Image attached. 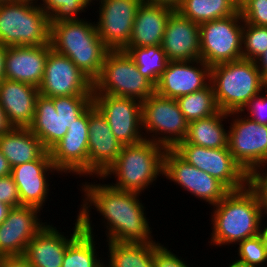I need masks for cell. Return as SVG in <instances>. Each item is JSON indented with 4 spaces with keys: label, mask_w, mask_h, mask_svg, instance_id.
Masks as SVG:
<instances>
[{
    "label": "cell",
    "mask_w": 267,
    "mask_h": 267,
    "mask_svg": "<svg viewBox=\"0 0 267 267\" xmlns=\"http://www.w3.org/2000/svg\"><path fill=\"white\" fill-rule=\"evenodd\" d=\"M78 217L84 232L94 235L91 208L103 217L106 242L153 243L152 228L140 200L141 194L116 189L109 184L85 182ZM95 208H93V207ZM107 222V223H106ZM106 224V225H105ZM151 229V230H150ZM107 232V233H106ZM153 239V240H152Z\"/></svg>",
    "instance_id": "6da1fadb"
},
{
    "label": "cell",
    "mask_w": 267,
    "mask_h": 267,
    "mask_svg": "<svg viewBox=\"0 0 267 267\" xmlns=\"http://www.w3.org/2000/svg\"><path fill=\"white\" fill-rule=\"evenodd\" d=\"M211 212V245L229 246L260 234L264 212L256 191L248 184L230 191ZM213 213V214H212Z\"/></svg>",
    "instance_id": "7a4b0ae2"
},
{
    "label": "cell",
    "mask_w": 267,
    "mask_h": 267,
    "mask_svg": "<svg viewBox=\"0 0 267 267\" xmlns=\"http://www.w3.org/2000/svg\"><path fill=\"white\" fill-rule=\"evenodd\" d=\"M81 19L50 24L52 49L67 56L92 82L99 76L109 49L98 35L95 22Z\"/></svg>",
    "instance_id": "3957f363"
},
{
    "label": "cell",
    "mask_w": 267,
    "mask_h": 267,
    "mask_svg": "<svg viewBox=\"0 0 267 267\" xmlns=\"http://www.w3.org/2000/svg\"><path fill=\"white\" fill-rule=\"evenodd\" d=\"M165 150L162 145L146 139L122 146L117 160L96 178L106 180L113 176L116 182L109 183L112 187L141 194L158 176H163Z\"/></svg>",
    "instance_id": "277c9868"
},
{
    "label": "cell",
    "mask_w": 267,
    "mask_h": 267,
    "mask_svg": "<svg viewBox=\"0 0 267 267\" xmlns=\"http://www.w3.org/2000/svg\"><path fill=\"white\" fill-rule=\"evenodd\" d=\"M210 83L219 109L227 113L241 111L267 87L256 62L243 58L211 66Z\"/></svg>",
    "instance_id": "5b68a950"
},
{
    "label": "cell",
    "mask_w": 267,
    "mask_h": 267,
    "mask_svg": "<svg viewBox=\"0 0 267 267\" xmlns=\"http://www.w3.org/2000/svg\"><path fill=\"white\" fill-rule=\"evenodd\" d=\"M38 1L0 3V43L5 47L50 43V18Z\"/></svg>",
    "instance_id": "8992f818"
},
{
    "label": "cell",
    "mask_w": 267,
    "mask_h": 267,
    "mask_svg": "<svg viewBox=\"0 0 267 267\" xmlns=\"http://www.w3.org/2000/svg\"><path fill=\"white\" fill-rule=\"evenodd\" d=\"M93 96L38 95L35 116L29 129L49 151L67 133L75 121L92 105Z\"/></svg>",
    "instance_id": "52a82bcc"
},
{
    "label": "cell",
    "mask_w": 267,
    "mask_h": 267,
    "mask_svg": "<svg viewBox=\"0 0 267 267\" xmlns=\"http://www.w3.org/2000/svg\"><path fill=\"white\" fill-rule=\"evenodd\" d=\"M155 92V85L139 73L137 65L124 50H109L99 76L93 81V94L145 101Z\"/></svg>",
    "instance_id": "ba28073f"
},
{
    "label": "cell",
    "mask_w": 267,
    "mask_h": 267,
    "mask_svg": "<svg viewBox=\"0 0 267 267\" xmlns=\"http://www.w3.org/2000/svg\"><path fill=\"white\" fill-rule=\"evenodd\" d=\"M142 130L145 131L143 135L146 140L173 149L185 140L188 122L176 99L154 92L142 102Z\"/></svg>",
    "instance_id": "9c48e42d"
},
{
    "label": "cell",
    "mask_w": 267,
    "mask_h": 267,
    "mask_svg": "<svg viewBox=\"0 0 267 267\" xmlns=\"http://www.w3.org/2000/svg\"><path fill=\"white\" fill-rule=\"evenodd\" d=\"M243 24L240 11L199 24L200 59L210 67L242 59Z\"/></svg>",
    "instance_id": "30bf717a"
},
{
    "label": "cell",
    "mask_w": 267,
    "mask_h": 267,
    "mask_svg": "<svg viewBox=\"0 0 267 267\" xmlns=\"http://www.w3.org/2000/svg\"><path fill=\"white\" fill-rule=\"evenodd\" d=\"M173 150L187 163L218 179L230 191L243 189L249 184V175L235 161L228 147L212 149L184 140Z\"/></svg>",
    "instance_id": "8fae6325"
},
{
    "label": "cell",
    "mask_w": 267,
    "mask_h": 267,
    "mask_svg": "<svg viewBox=\"0 0 267 267\" xmlns=\"http://www.w3.org/2000/svg\"><path fill=\"white\" fill-rule=\"evenodd\" d=\"M243 114L240 111L228 113L229 117L232 116L228 126V149L235 161L250 175L267 162V125Z\"/></svg>",
    "instance_id": "7c38bea8"
},
{
    "label": "cell",
    "mask_w": 267,
    "mask_h": 267,
    "mask_svg": "<svg viewBox=\"0 0 267 267\" xmlns=\"http://www.w3.org/2000/svg\"><path fill=\"white\" fill-rule=\"evenodd\" d=\"M163 175L201 201L218 204L230 190L218 179L187 163L173 149L164 153Z\"/></svg>",
    "instance_id": "4fadbf2b"
},
{
    "label": "cell",
    "mask_w": 267,
    "mask_h": 267,
    "mask_svg": "<svg viewBox=\"0 0 267 267\" xmlns=\"http://www.w3.org/2000/svg\"><path fill=\"white\" fill-rule=\"evenodd\" d=\"M93 104L105 116L112 133L123 146L145 139L141 101L108 94H93Z\"/></svg>",
    "instance_id": "5bb4252c"
},
{
    "label": "cell",
    "mask_w": 267,
    "mask_h": 267,
    "mask_svg": "<svg viewBox=\"0 0 267 267\" xmlns=\"http://www.w3.org/2000/svg\"><path fill=\"white\" fill-rule=\"evenodd\" d=\"M38 91L40 95L50 98L93 96V82L67 56L51 49Z\"/></svg>",
    "instance_id": "9a60e30c"
},
{
    "label": "cell",
    "mask_w": 267,
    "mask_h": 267,
    "mask_svg": "<svg viewBox=\"0 0 267 267\" xmlns=\"http://www.w3.org/2000/svg\"><path fill=\"white\" fill-rule=\"evenodd\" d=\"M141 3L142 0H99V17L95 25L109 50H123L128 45Z\"/></svg>",
    "instance_id": "2e32d148"
},
{
    "label": "cell",
    "mask_w": 267,
    "mask_h": 267,
    "mask_svg": "<svg viewBox=\"0 0 267 267\" xmlns=\"http://www.w3.org/2000/svg\"><path fill=\"white\" fill-rule=\"evenodd\" d=\"M89 108L50 150L51 161L60 174L88 177Z\"/></svg>",
    "instance_id": "e0dca14e"
},
{
    "label": "cell",
    "mask_w": 267,
    "mask_h": 267,
    "mask_svg": "<svg viewBox=\"0 0 267 267\" xmlns=\"http://www.w3.org/2000/svg\"><path fill=\"white\" fill-rule=\"evenodd\" d=\"M40 211L37 207L25 205L10 209L0 224V257L24 255L29 241L47 223L40 220Z\"/></svg>",
    "instance_id": "ac0fdd59"
},
{
    "label": "cell",
    "mask_w": 267,
    "mask_h": 267,
    "mask_svg": "<svg viewBox=\"0 0 267 267\" xmlns=\"http://www.w3.org/2000/svg\"><path fill=\"white\" fill-rule=\"evenodd\" d=\"M88 128V176L101 177L117 160L123 145L116 139L105 116L93 103L89 107Z\"/></svg>",
    "instance_id": "d6986e66"
},
{
    "label": "cell",
    "mask_w": 267,
    "mask_h": 267,
    "mask_svg": "<svg viewBox=\"0 0 267 267\" xmlns=\"http://www.w3.org/2000/svg\"><path fill=\"white\" fill-rule=\"evenodd\" d=\"M55 171L60 173L52 163L49 151L38 160L13 167L11 176L17 185L21 205L34 206L42 210L49 199L48 175H54Z\"/></svg>",
    "instance_id": "ffe728a7"
},
{
    "label": "cell",
    "mask_w": 267,
    "mask_h": 267,
    "mask_svg": "<svg viewBox=\"0 0 267 267\" xmlns=\"http://www.w3.org/2000/svg\"><path fill=\"white\" fill-rule=\"evenodd\" d=\"M210 69L203 60L169 61L161 74L155 92L177 99L180 96L205 88L210 83Z\"/></svg>",
    "instance_id": "44dd1931"
},
{
    "label": "cell",
    "mask_w": 267,
    "mask_h": 267,
    "mask_svg": "<svg viewBox=\"0 0 267 267\" xmlns=\"http://www.w3.org/2000/svg\"><path fill=\"white\" fill-rule=\"evenodd\" d=\"M76 217L70 238L54 225L46 223L29 241L23 256L32 267H62L67 246L83 231L78 215Z\"/></svg>",
    "instance_id": "7402d4cb"
},
{
    "label": "cell",
    "mask_w": 267,
    "mask_h": 267,
    "mask_svg": "<svg viewBox=\"0 0 267 267\" xmlns=\"http://www.w3.org/2000/svg\"><path fill=\"white\" fill-rule=\"evenodd\" d=\"M161 47L169 61L200 59L199 24L174 11L166 23Z\"/></svg>",
    "instance_id": "603a6c76"
},
{
    "label": "cell",
    "mask_w": 267,
    "mask_h": 267,
    "mask_svg": "<svg viewBox=\"0 0 267 267\" xmlns=\"http://www.w3.org/2000/svg\"><path fill=\"white\" fill-rule=\"evenodd\" d=\"M51 49L50 43L42 46L6 47L4 78L38 88Z\"/></svg>",
    "instance_id": "cb8c5ba5"
},
{
    "label": "cell",
    "mask_w": 267,
    "mask_h": 267,
    "mask_svg": "<svg viewBox=\"0 0 267 267\" xmlns=\"http://www.w3.org/2000/svg\"><path fill=\"white\" fill-rule=\"evenodd\" d=\"M38 88L4 78L0 82V106L13 127H29L35 116Z\"/></svg>",
    "instance_id": "d4e9b609"
},
{
    "label": "cell",
    "mask_w": 267,
    "mask_h": 267,
    "mask_svg": "<svg viewBox=\"0 0 267 267\" xmlns=\"http://www.w3.org/2000/svg\"><path fill=\"white\" fill-rule=\"evenodd\" d=\"M174 12L165 6L142 2L137 9L132 35L125 48L161 45L165 26Z\"/></svg>",
    "instance_id": "484cf974"
},
{
    "label": "cell",
    "mask_w": 267,
    "mask_h": 267,
    "mask_svg": "<svg viewBox=\"0 0 267 267\" xmlns=\"http://www.w3.org/2000/svg\"><path fill=\"white\" fill-rule=\"evenodd\" d=\"M0 150L12 168L38 160L47 151L29 127H13L1 134Z\"/></svg>",
    "instance_id": "4316f807"
},
{
    "label": "cell",
    "mask_w": 267,
    "mask_h": 267,
    "mask_svg": "<svg viewBox=\"0 0 267 267\" xmlns=\"http://www.w3.org/2000/svg\"><path fill=\"white\" fill-rule=\"evenodd\" d=\"M228 117L227 112L220 110L210 117L188 123L185 141L189 144L212 149L228 147L229 130L225 129L222 124V121H226Z\"/></svg>",
    "instance_id": "83f0119b"
},
{
    "label": "cell",
    "mask_w": 267,
    "mask_h": 267,
    "mask_svg": "<svg viewBox=\"0 0 267 267\" xmlns=\"http://www.w3.org/2000/svg\"><path fill=\"white\" fill-rule=\"evenodd\" d=\"M108 243V263L104 267H155L153 250L159 244L153 243ZM107 263V264H106Z\"/></svg>",
    "instance_id": "f1b7e54d"
},
{
    "label": "cell",
    "mask_w": 267,
    "mask_h": 267,
    "mask_svg": "<svg viewBox=\"0 0 267 267\" xmlns=\"http://www.w3.org/2000/svg\"><path fill=\"white\" fill-rule=\"evenodd\" d=\"M184 18L201 24L236 14L234 0H183L176 10Z\"/></svg>",
    "instance_id": "f546056e"
},
{
    "label": "cell",
    "mask_w": 267,
    "mask_h": 267,
    "mask_svg": "<svg viewBox=\"0 0 267 267\" xmlns=\"http://www.w3.org/2000/svg\"><path fill=\"white\" fill-rule=\"evenodd\" d=\"M95 235L82 231L68 246L64 254L62 267H104L105 259L99 258ZM102 258V259H101ZM101 259V260H100Z\"/></svg>",
    "instance_id": "4dcf8cb0"
},
{
    "label": "cell",
    "mask_w": 267,
    "mask_h": 267,
    "mask_svg": "<svg viewBox=\"0 0 267 267\" xmlns=\"http://www.w3.org/2000/svg\"><path fill=\"white\" fill-rule=\"evenodd\" d=\"M176 100L188 123L210 117L220 111L211 83L201 90L180 96Z\"/></svg>",
    "instance_id": "1f68e13d"
},
{
    "label": "cell",
    "mask_w": 267,
    "mask_h": 267,
    "mask_svg": "<svg viewBox=\"0 0 267 267\" xmlns=\"http://www.w3.org/2000/svg\"><path fill=\"white\" fill-rule=\"evenodd\" d=\"M123 50L137 65L139 73L156 85L169 62L161 45L124 48Z\"/></svg>",
    "instance_id": "d6a6232c"
},
{
    "label": "cell",
    "mask_w": 267,
    "mask_h": 267,
    "mask_svg": "<svg viewBox=\"0 0 267 267\" xmlns=\"http://www.w3.org/2000/svg\"><path fill=\"white\" fill-rule=\"evenodd\" d=\"M41 2L39 5L50 18V24L81 20L83 18L78 14H82L90 6L87 0H41Z\"/></svg>",
    "instance_id": "836d02e7"
},
{
    "label": "cell",
    "mask_w": 267,
    "mask_h": 267,
    "mask_svg": "<svg viewBox=\"0 0 267 267\" xmlns=\"http://www.w3.org/2000/svg\"><path fill=\"white\" fill-rule=\"evenodd\" d=\"M267 51V27L243 24L242 58L256 61Z\"/></svg>",
    "instance_id": "e575fe53"
},
{
    "label": "cell",
    "mask_w": 267,
    "mask_h": 267,
    "mask_svg": "<svg viewBox=\"0 0 267 267\" xmlns=\"http://www.w3.org/2000/svg\"><path fill=\"white\" fill-rule=\"evenodd\" d=\"M237 245L239 258L236 262L245 266L266 267L267 253L261 234L242 240Z\"/></svg>",
    "instance_id": "d590c367"
},
{
    "label": "cell",
    "mask_w": 267,
    "mask_h": 267,
    "mask_svg": "<svg viewBox=\"0 0 267 267\" xmlns=\"http://www.w3.org/2000/svg\"><path fill=\"white\" fill-rule=\"evenodd\" d=\"M239 11L245 23L267 27V0H249Z\"/></svg>",
    "instance_id": "8d00e7d4"
},
{
    "label": "cell",
    "mask_w": 267,
    "mask_h": 267,
    "mask_svg": "<svg viewBox=\"0 0 267 267\" xmlns=\"http://www.w3.org/2000/svg\"><path fill=\"white\" fill-rule=\"evenodd\" d=\"M264 91L265 95H263ZM264 91L254 96L240 112L244 113L247 110L248 113L245 116L262 125H267V87Z\"/></svg>",
    "instance_id": "74e56055"
},
{
    "label": "cell",
    "mask_w": 267,
    "mask_h": 267,
    "mask_svg": "<svg viewBox=\"0 0 267 267\" xmlns=\"http://www.w3.org/2000/svg\"><path fill=\"white\" fill-rule=\"evenodd\" d=\"M266 166L267 162L261 164L249 175V185L256 191V193L259 196L264 216L265 215L267 216V170H266L267 167Z\"/></svg>",
    "instance_id": "f35d334b"
},
{
    "label": "cell",
    "mask_w": 267,
    "mask_h": 267,
    "mask_svg": "<svg viewBox=\"0 0 267 267\" xmlns=\"http://www.w3.org/2000/svg\"><path fill=\"white\" fill-rule=\"evenodd\" d=\"M169 250L167 246L159 243L153 250V262L155 267H190L188 263Z\"/></svg>",
    "instance_id": "ab89813d"
},
{
    "label": "cell",
    "mask_w": 267,
    "mask_h": 267,
    "mask_svg": "<svg viewBox=\"0 0 267 267\" xmlns=\"http://www.w3.org/2000/svg\"><path fill=\"white\" fill-rule=\"evenodd\" d=\"M0 202L11 207L21 206L17 185L11 175L0 178Z\"/></svg>",
    "instance_id": "60d3db41"
},
{
    "label": "cell",
    "mask_w": 267,
    "mask_h": 267,
    "mask_svg": "<svg viewBox=\"0 0 267 267\" xmlns=\"http://www.w3.org/2000/svg\"><path fill=\"white\" fill-rule=\"evenodd\" d=\"M0 267H32L28 260L22 256L0 257Z\"/></svg>",
    "instance_id": "b9f144b4"
},
{
    "label": "cell",
    "mask_w": 267,
    "mask_h": 267,
    "mask_svg": "<svg viewBox=\"0 0 267 267\" xmlns=\"http://www.w3.org/2000/svg\"><path fill=\"white\" fill-rule=\"evenodd\" d=\"M183 0H142V2L165 6L176 11Z\"/></svg>",
    "instance_id": "7bdbcfd3"
},
{
    "label": "cell",
    "mask_w": 267,
    "mask_h": 267,
    "mask_svg": "<svg viewBox=\"0 0 267 267\" xmlns=\"http://www.w3.org/2000/svg\"><path fill=\"white\" fill-rule=\"evenodd\" d=\"M255 62L257 64L258 70L261 73L263 81L267 85V51Z\"/></svg>",
    "instance_id": "ee69618b"
},
{
    "label": "cell",
    "mask_w": 267,
    "mask_h": 267,
    "mask_svg": "<svg viewBox=\"0 0 267 267\" xmlns=\"http://www.w3.org/2000/svg\"><path fill=\"white\" fill-rule=\"evenodd\" d=\"M13 128L12 124L9 122L4 109L0 106V135L6 131Z\"/></svg>",
    "instance_id": "f6af8a7d"
},
{
    "label": "cell",
    "mask_w": 267,
    "mask_h": 267,
    "mask_svg": "<svg viewBox=\"0 0 267 267\" xmlns=\"http://www.w3.org/2000/svg\"><path fill=\"white\" fill-rule=\"evenodd\" d=\"M11 169L12 167L0 150V178L11 175Z\"/></svg>",
    "instance_id": "bcb514c9"
},
{
    "label": "cell",
    "mask_w": 267,
    "mask_h": 267,
    "mask_svg": "<svg viewBox=\"0 0 267 267\" xmlns=\"http://www.w3.org/2000/svg\"><path fill=\"white\" fill-rule=\"evenodd\" d=\"M6 47L0 43V82L4 79Z\"/></svg>",
    "instance_id": "7dc6e473"
},
{
    "label": "cell",
    "mask_w": 267,
    "mask_h": 267,
    "mask_svg": "<svg viewBox=\"0 0 267 267\" xmlns=\"http://www.w3.org/2000/svg\"><path fill=\"white\" fill-rule=\"evenodd\" d=\"M12 207L8 204L0 202V224L6 219L8 212Z\"/></svg>",
    "instance_id": "c3c4849f"
},
{
    "label": "cell",
    "mask_w": 267,
    "mask_h": 267,
    "mask_svg": "<svg viewBox=\"0 0 267 267\" xmlns=\"http://www.w3.org/2000/svg\"><path fill=\"white\" fill-rule=\"evenodd\" d=\"M263 221H261V230H260V234L263 238L264 244H265V248H266V253H267V223L266 226L264 224H262ZM262 225H264V227H262Z\"/></svg>",
    "instance_id": "681fc988"
},
{
    "label": "cell",
    "mask_w": 267,
    "mask_h": 267,
    "mask_svg": "<svg viewBox=\"0 0 267 267\" xmlns=\"http://www.w3.org/2000/svg\"><path fill=\"white\" fill-rule=\"evenodd\" d=\"M248 1L249 0H234L235 5L237 6L238 9H240Z\"/></svg>",
    "instance_id": "f907efd6"
},
{
    "label": "cell",
    "mask_w": 267,
    "mask_h": 267,
    "mask_svg": "<svg viewBox=\"0 0 267 267\" xmlns=\"http://www.w3.org/2000/svg\"><path fill=\"white\" fill-rule=\"evenodd\" d=\"M228 267H254V266H245V265H242V264H240L234 260L231 264H229Z\"/></svg>",
    "instance_id": "816d5d0a"
},
{
    "label": "cell",
    "mask_w": 267,
    "mask_h": 267,
    "mask_svg": "<svg viewBox=\"0 0 267 267\" xmlns=\"http://www.w3.org/2000/svg\"><path fill=\"white\" fill-rule=\"evenodd\" d=\"M94 1H99V0H87V2L91 5V3L93 4Z\"/></svg>",
    "instance_id": "f5cc1de1"
},
{
    "label": "cell",
    "mask_w": 267,
    "mask_h": 267,
    "mask_svg": "<svg viewBox=\"0 0 267 267\" xmlns=\"http://www.w3.org/2000/svg\"><path fill=\"white\" fill-rule=\"evenodd\" d=\"M10 1H16V0H0V3L1 2H10Z\"/></svg>",
    "instance_id": "db71d44e"
}]
</instances>
